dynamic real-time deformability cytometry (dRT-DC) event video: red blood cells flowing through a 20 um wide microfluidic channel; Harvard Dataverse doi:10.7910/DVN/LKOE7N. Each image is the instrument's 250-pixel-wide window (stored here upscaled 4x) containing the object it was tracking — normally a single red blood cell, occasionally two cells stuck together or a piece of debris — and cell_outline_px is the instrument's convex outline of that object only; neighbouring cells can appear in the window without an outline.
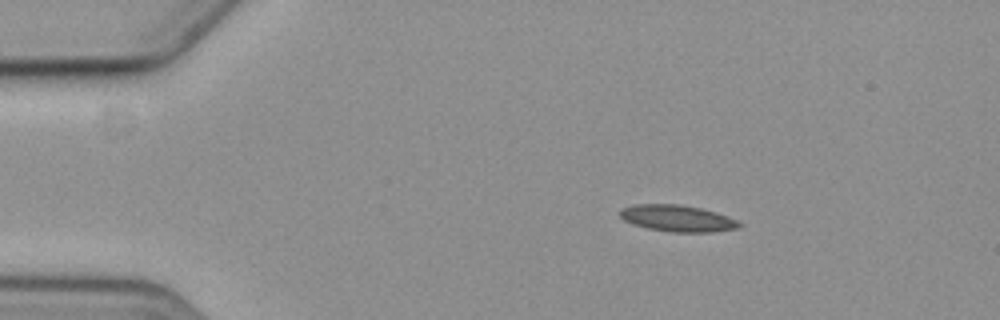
{"species": "common noctule bat (a hibernating species)", "species_latin": "Nyctalus noctula", "temperature_condition": "cold", "stored_images_in_passage": 3, "camera_frame_rate_fps": 3000, "um_per_image_px": 0.085, "animal": {"sex": "female", "body_mass_g": 19.3, "forearm_length_mm": 54.1}, "frame": {"image": 1, "passage_image": 1, "time_ms": 0.0, "image_size_px": [1000, 320], "cell_outline_px": [[744, 224], [740, 228], [712, 232], [672, 232], [648, 228], [632, 224], [624, 220], [620, 216], [620, 208], [636, 204], [676, 204], [700, 208], [728, 216]], "centroid_in_image_um": [57.59, 18.56], "position_along_channel_um": 27.4, "area_um2": 18.44}}